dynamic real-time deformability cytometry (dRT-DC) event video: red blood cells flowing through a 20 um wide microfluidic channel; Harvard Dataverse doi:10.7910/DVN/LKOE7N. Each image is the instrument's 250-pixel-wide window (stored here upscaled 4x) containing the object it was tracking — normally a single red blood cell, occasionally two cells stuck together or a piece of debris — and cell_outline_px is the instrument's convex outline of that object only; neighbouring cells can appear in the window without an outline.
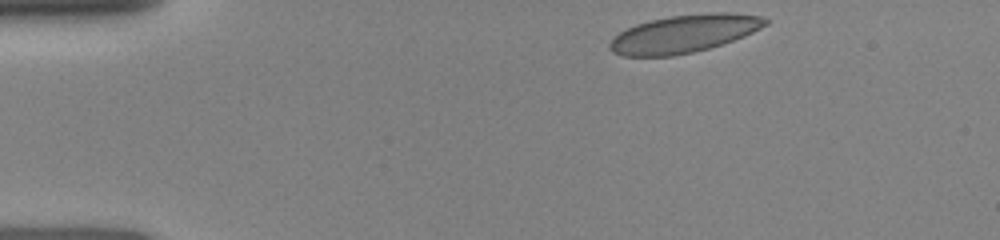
{"species": "human", "species_latin": "Homo sapiens", "temperature_condition": "room temperature", "stored_images_in_passage": 5, "camera_frame_rate_fps": 3000, "um_per_image_px": 0.085, "donor": {"sex": "female"}, "frame": {"image": 1, "passage_image": 1, "time_ms": 0.0, "image_size_px": [1000, 240], "cell_outline_px": [[768, 24], [744, 36], [708, 48], [692, 52], [672, 56], [624, 56], [612, 52], [608, 48], [608, 44], [620, 32], [636, 24], [648, 20], [668, 16], [712, 12], [728, 12], [760, 16], [768, 20]], "centroid_in_image_um": [58.12, 2.86], "position_along_channel_um": 26.9, "area_um2": 34.1}}
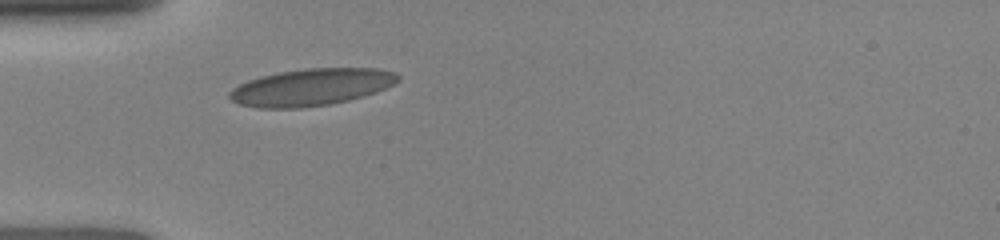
{"frame": {"image": 2, "passage_image": 4, "time_ms": 2.333, "image_size_px": [1000, 240], "cell_outline_px": [[400, 80], [376, 92], [364, 96], [348, 100], [328, 104], [300, 108], [256, 108], [240, 104], [232, 100], [228, 96], [228, 92], [232, 88], [248, 80], [260, 76], [280, 72], [304, 68], [380, 68], [396, 72], [400, 76]], "centroid_in_image_um": [26.46, 7.4], "position_along_channel_um": 58.5, "area_um2": 36.41}}
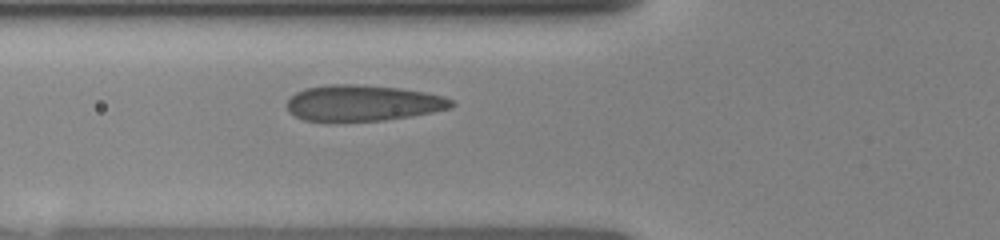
{"frame": {"image": 3, "passage_image": 5, "time_ms": 3.333, "image_size_px": [1000, 240], "cell_outline_px": [[456, 104], [452, 108], [412, 116], [384, 120], [304, 120], [288, 112], [288, 100], [296, 92], [308, 88], [328, 84], [352, 84], [400, 88], [424, 92], [444, 96], [452, 100]], "centroid_in_image_um": [30.89, 8.75], "position_along_channel_um": 94.9, "area_um2": 34.1}}